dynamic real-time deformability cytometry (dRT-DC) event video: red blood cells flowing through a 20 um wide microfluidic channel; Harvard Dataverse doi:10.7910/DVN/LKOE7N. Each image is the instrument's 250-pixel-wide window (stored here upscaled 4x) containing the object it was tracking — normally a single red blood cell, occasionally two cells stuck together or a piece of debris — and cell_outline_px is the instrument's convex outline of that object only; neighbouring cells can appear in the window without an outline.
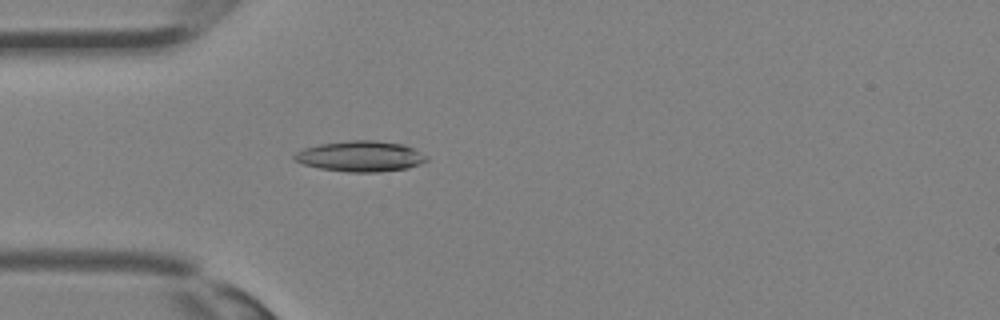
{"species": "Egyptian fruit bat (a non-hibernating species)", "species_latin": "Rousettus aegyptiacus", "temperature_condition": "room temperature", "stored_images_in_passage": 27, "camera_frame_rate_fps": 3000, "um_per_image_px": 0.085, "animal": {"sex": "female"}, "frame": {"image": 1, "passage_image": 4, "time_ms": 1.0, "image_size_px": [1000, 320], "cell_outline_px": [[428, 160], [420, 164], [408, 168], [380, 172], [348, 172], [320, 168], [304, 164], [296, 160], [292, 156], [296, 152], [304, 148], [320, 144], [348, 140], [376, 140], [404, 144], [428, 156]], "centroid_in_image_um": [30.67, 13.28], "position_along_channel_um": 54.3, "area_um2": 23.64}}
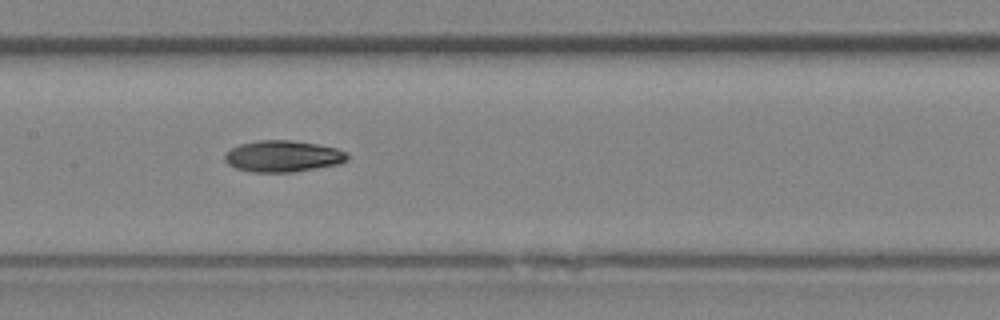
{"frame": {"image": 2, "passage_image": 11, "time_ms": 3.333, "image_size_px": [1000, 320], "cell_outline_px": [[348, 160], [340, 164], [292, 172], [252, 172], [236, 168], [228, 164], [224, 160], [224, 156], [232, 148], [240, 144], [260, 140], [292, 140], [316, 144], [336, 148], [348, 152]], "centroid_in_image_um": [24.07, 13.28], "position_along_channel_um": 183.3, "area_um2": 22.43}}
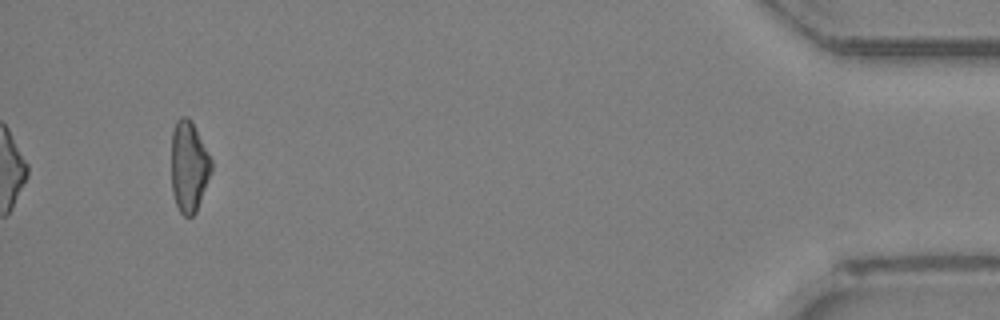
{"frame": {"image": 3, "passage_image": 27, "time_ms": 8.667, "image_size_px": [1000, 320], "cell_outline_px": [[212, 168], [196, 212], [192, 216], [184, 216], [180, 212], [176, 204], [172, 192], [172, 132], [176, 120], [180, 116], [188, 116], [196, 128], [212, 160]], "centroid_in_image_um": [16.05, 14.13], "position_along_channel_um": 419.2, "area_um2": 21.1}}